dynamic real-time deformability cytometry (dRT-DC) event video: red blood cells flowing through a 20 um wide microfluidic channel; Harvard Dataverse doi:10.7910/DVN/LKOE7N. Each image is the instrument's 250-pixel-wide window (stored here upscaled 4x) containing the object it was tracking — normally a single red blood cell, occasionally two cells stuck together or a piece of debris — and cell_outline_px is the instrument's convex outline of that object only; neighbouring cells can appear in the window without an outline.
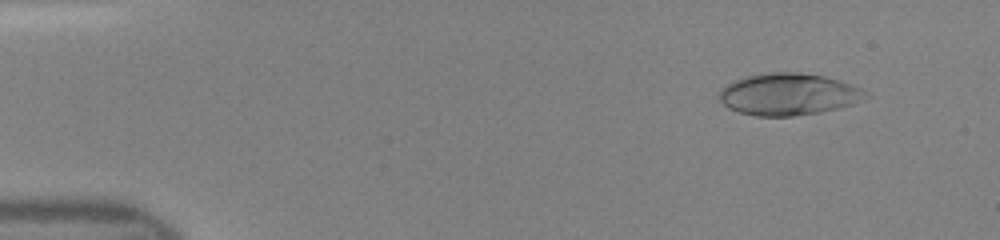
{"species": "human", "species_latin": "Homo sapiens", "temperature_condition": "room temperature", "stored_images_in_passage": 47, "camera_frame_rate_fps": 3000, "um_per_image_px": 0.085, "donor": {"sex": "female"}, "frame": {"image": 1, "passage_image": 5, "time_ms": 1.333, "image_size_px": [1000, 240], "cell_outline_px": [[864, 92], [852, 104], [820, 112], [792, 116], [756, 116], [740, 112], [728, 108], [720, 100], [720, 88], [732, 80], [748, 76], [772, 72], [800, 72], [824, 76], [840, 80], [852, 84]], "centroid_in_image_um": [66.92, 8.0], "position_along_channel_um": 18.1, "area_um2": 35.14}}
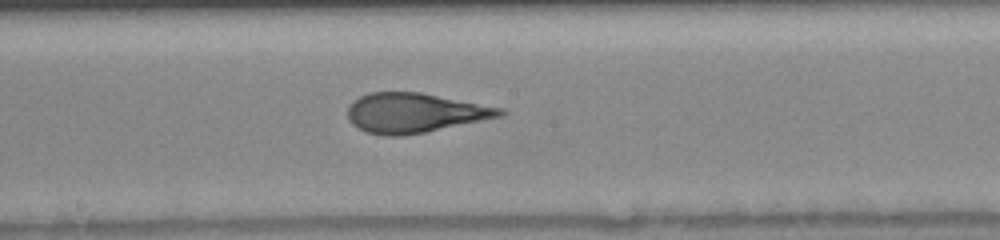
{"frame": {"image": 2, "passage_image": 26, "time_ms": 8.333, "image_size_px": [1000, 240], "cell_outline_px": [[508, 112], [504, 116], [424, 132], [400, 136], [384, 136], [364, 132], [352, 124], [348, 120], [348, 104], [360, 96], [368, 92], [420, 92], [504, 108]], "centroid_in_image_um": [35.24, 9.59], "position_along_channel_um": 213.0, "area_um2": 35.37}}
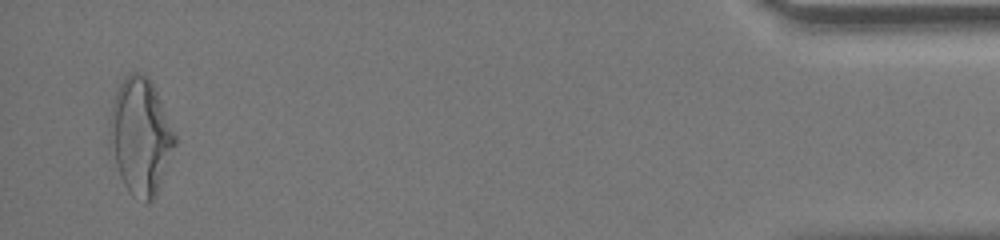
{"frame": {"image": 3, "passage_image": 46, "time_ms": 15.0, "image_size_px": [1000, 240], "cell_outline_px": [[176, 144], [156, 196], [148, 204], [144, 204], [132, 196], [124, 184], [120, 176], [116, 164], [108, 136], [108, 132], [112, 108], [116, 92], [124, 76], [132, 72], [140, 72], [148, 76], [152, 80], [176, 136]], "centroid_in_image_um": [11.95, 11.59], "position_along_channel_um": 423.2, "area_um2": 44.22}}